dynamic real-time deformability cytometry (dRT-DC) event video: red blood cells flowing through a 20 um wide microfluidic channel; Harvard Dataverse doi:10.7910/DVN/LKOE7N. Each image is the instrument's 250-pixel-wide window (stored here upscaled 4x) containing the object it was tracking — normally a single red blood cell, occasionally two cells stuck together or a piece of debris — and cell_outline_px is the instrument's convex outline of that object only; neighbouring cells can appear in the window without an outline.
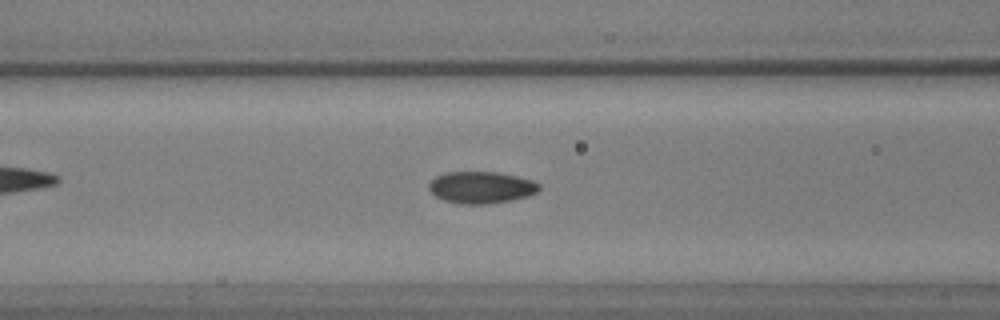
{"species": "common noctule bat (a hibernating species)", "species_latin": "Nyctalus noctula", "temperature_condition": "warm", "stored_images_in_passage": 48, "camera_frame_rate_fps": 3000, "um_per_image_px": 0.085, "animal": {"sex": "male", "body_mass_g": 17.9, "forearm_length_mm": 54.2}, "frame": {"image": 1, "passage_image": 23, "time_ms": 7.333, "image_size_px": [1000, 320], "cell_outline_px": [[540, 188], [536, 192], [528, 196], [512, 200], [484, 204], [460, 204], [444, 200], [436, 196], [428, 188], [428, 184], [436, 176], [444, 172], [496, 172], [516, 176], [532, 180], [540, 184]], "centroid_in_image_um": [40.89, 15.93], "position_along_channel_um": 125.7, "area_um2": 20.4}}
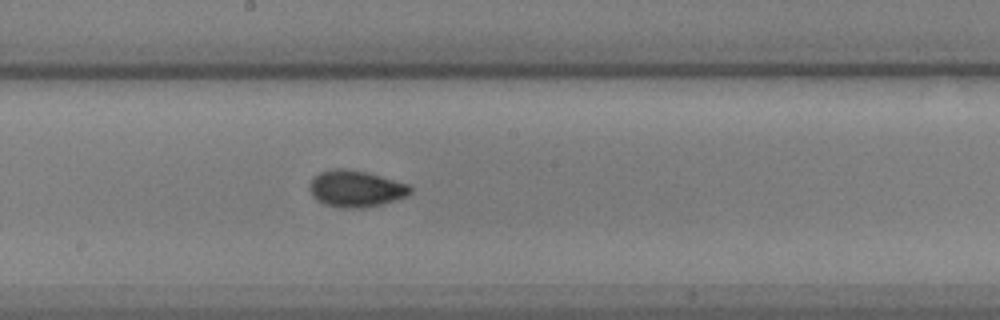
{"frame": {"image": 2, "passage_image": 31, "time_ms": 10.0, "image_size_px": [1000, 320], "cell_outline_px": [[412, 192], [408, 196], [396, 200], [364, 208], [340, 208], [324, 204], [316, 200], [312, 196], [308, 188], [308, 184], [320, 172], [336, 168], [344, 168], [368, 172], [412, 184]], "centroid_in_image_um": [30.28, 16.04], "position_along_channel_um": 217.9, "area_um2": 21.91}}
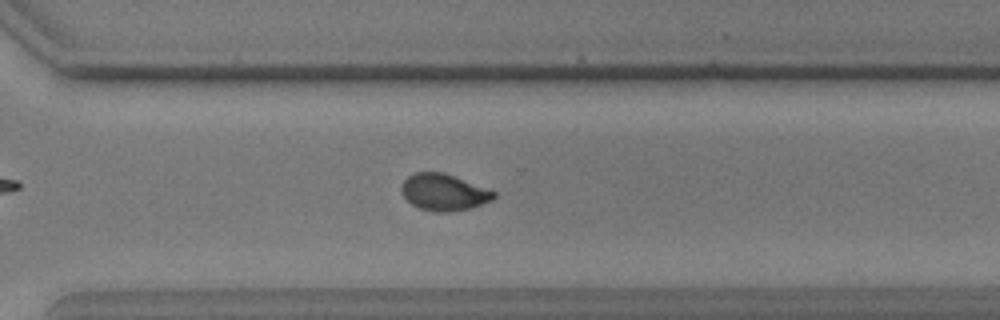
{"frame": {"image": 3, "passage_image": 41, "time_ms": 13.333, "image_size_px": [1000, 320], "cell_outline_px": [[496, 196], [492, 200], [468, 208], [448, 212], [436, 212], [420, 208], [412, 204], [400, 192], [400, 188], [404, 180], [408, 176], [416, 172], [444, 172], [496, 192]], "centroid_in_image_um": [37.69, 16.33], "position_along_channel_um": 332.9, "area_um2": 19.48}}